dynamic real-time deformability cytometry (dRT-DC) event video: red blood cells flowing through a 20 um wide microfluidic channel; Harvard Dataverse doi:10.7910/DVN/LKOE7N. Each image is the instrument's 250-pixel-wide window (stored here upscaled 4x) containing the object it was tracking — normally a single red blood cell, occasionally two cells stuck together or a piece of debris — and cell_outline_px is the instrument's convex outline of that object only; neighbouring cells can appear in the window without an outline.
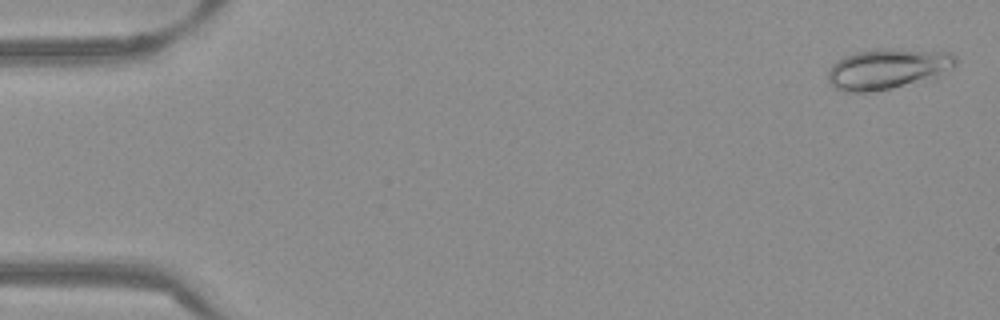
{"species": "Egyptian fruit bat (a non-hibernating species)", "species_latin": "Rousettus aegyptiacus", "temperature_condition": "warm", "stored_images_in_passage": 53, "camera_frame_rate_fps": 3000, "um_per_image_px": 0.085, "frame": {"image": 1, "passage_image": 2, "time_ms": 0.333, "image_size_px": [1000, 320], "cell_outline_px": [[956, 64], [952, 68], [936, 80], [892, 88], [864, 92], [844, 92], [836, 88], [828, 80], [828, 68], [836, 60], [844, 56], [856, 52], [872, 48], [892, 48], [952, 52], [956, 56]], "centroid_in_image_um": [75.51, 5.84], "position_along_channel_um": 9.5, "area_um2": 31.04}}
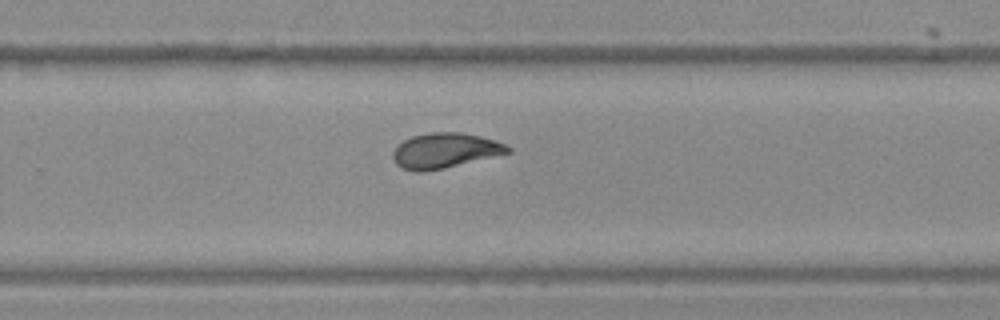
{"frame": {"image": 2, "passage_image": 35, "time_ms": 11.333, "image_size_px": [1000, 320], "cell_outline_px": [[512, 152], [444, 168], [424, 172], [416, 172], [400, 168], [396, 164], [392, 156], [392, 152], [404, 140], [412, 136], [432, 132], [460, 132], [480, 136], [496, 140], [512, 148]], "centroid_in_image_um": [37.82, 12.8], "position_along_channel_um": 292.0, "area_um2": 23.52}}
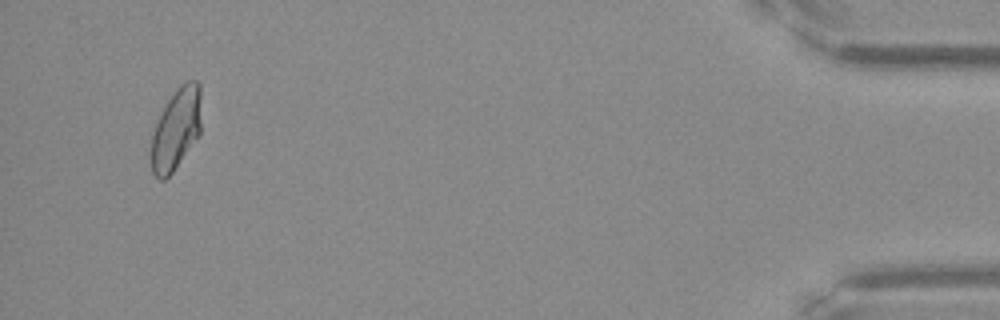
{"frame": {"image": 3, "passage_image": 51, "time_ms": 16.667, "image_size_px": [1000, 320], "cell_outline_px": [[200, 136], [172, 172], [164, 180], [160, 180], [152, 172], [148, 156], [152, 136], [156, 124], [168, 100], [176, 88], [180, 84], [188, 80], [196, 80], [200, 84]], "centroid_in_image_um": [14.95, 11.0], "position_along_channel_um": 420.2, "area_um2": 24.1}, "authors_computed_cell_mechanics": {"area_um2": 24.1026, "velocity_mm_per_s": 3.8444, "shape_relaxation_time_tau1_ms": 10.1448, "shape_relaxation_time_tau2_ms": 1.3315, "deformation_change_tau1": 0.2429, "deformation_change_tau2": 0.0697}}